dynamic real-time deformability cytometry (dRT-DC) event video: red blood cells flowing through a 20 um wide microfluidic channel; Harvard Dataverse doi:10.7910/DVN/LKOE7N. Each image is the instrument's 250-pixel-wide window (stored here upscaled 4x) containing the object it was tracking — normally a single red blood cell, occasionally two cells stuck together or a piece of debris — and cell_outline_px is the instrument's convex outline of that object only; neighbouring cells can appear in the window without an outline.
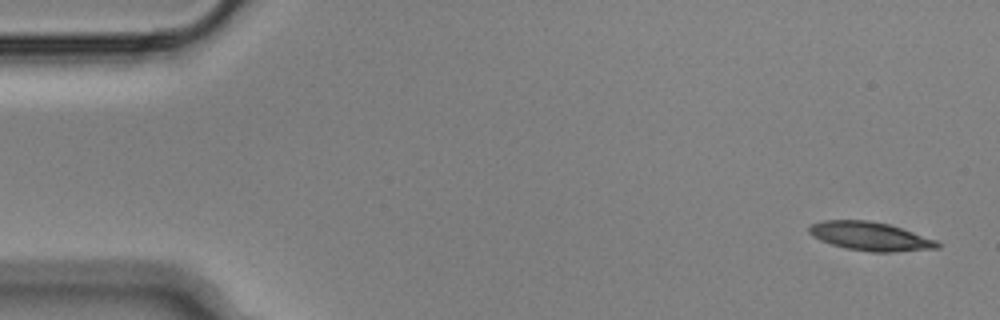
{"species": "Egyptian fruit bat (a non-hibernating species)", "species_latin": "Rousettus aegyptiacus", "temperature_condition": "cold", "stored_images_in_passage": 5, "camera_frame_rate_fps": 3000, "um_per_image_px": 0.085, "animal": {"sex": "male"}, "frame": {"image": 1, "passage_image": 1, "time_ms": 0.0, "image_size_px": [1000, 320], "cell_outline_px": [[940, 248], [892, 252], [872, 252], [844, 248], [820, 240], [812, 236], [808, 232], [808, 228], [812, 224], [824, 220], [868, 220], [888, 224], [936, 240], [940, 244]], "centroid_in_image_um": [73.94, 20.09], "position_along_channel_um": 11.1, "area_um2": 21.27}}
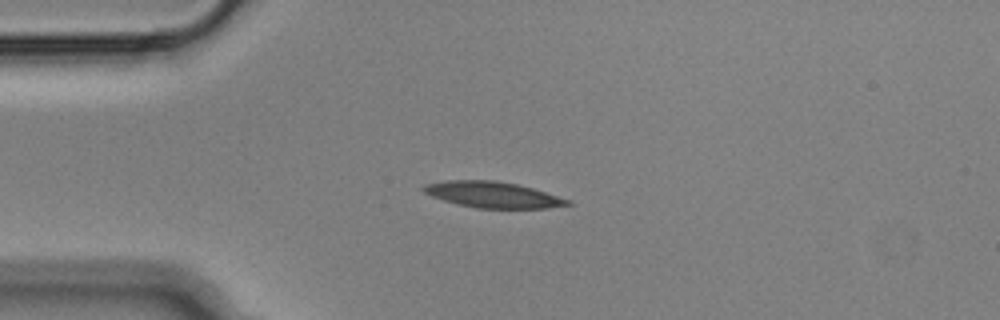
{"frame": {"image": 2, "passage_image": 4, "time_ms": 1.0, "image_size_px": [1000, 320], "cell_outline_px": [[572, 204], [548, 208], [476, 208], [456, 204], [432, 196], [424, 192], [420, 188], [424, 184], [448, 180], [492, 180], [516, 184], [532, 188], [572, 200]], "centroid_in_image_um": [41.88, 16.55], "position_along_channel_um": 43.1, "area_um2": 21.79}}